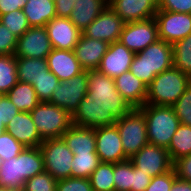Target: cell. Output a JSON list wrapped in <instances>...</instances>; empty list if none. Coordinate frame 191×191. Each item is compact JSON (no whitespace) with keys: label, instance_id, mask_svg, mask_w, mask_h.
I'll use <instances>...</instances> for the list:
<instances>
[{"label":"cell","instance_id":"cell-1","mask_svg":"<svg viewBox=\"0 0 191 191\" xmlns=\"http://www.w3.org/2000/svg\"><path fill=\"white\" fill-rule=\"evenodd\" d=\"M131 109L116 89L114 78L89 70L88 92L72 114V125L93 129L115 125Z\"/></svg>","mask_w":191,"mask_h":191},{"label":"cell","instance_id":"cell-2","mask_svg":"<svg viewBox=\"0 0 191 191\" xmlns=\"http://www.w3.org/2000/svg\"><path fill=\"white\" fill-rule=\"evenodd\" d=\"M44 170V161L39 147H25L18 156L4 160L0 167V186L24 187L26 180Z\"/></svg>","mask_w":191,"mask_h":191},{"label":"cell","instance_id":"cell-3","mask_svg":"<svg viewBox=\"0 0 191 191\" xmlns=\"http://www.w3.org/2000/svg\"><path fill=\"white\" fill-rule=\"evenodd\" d=\"M173 67V47L159 39L143 51L135 53L130 71L147 86L154 77Z\"/></svg>","mask_w":191,"mask_h":191},{"label":"cell","instance_id":"cell-4","mask_svg":"<svg viewBox=\"0 0 191 191\" xmlns=\"http://www.w3.org/2000/svg\"><path fill=\"white\" fill-rule=\"evenodd\" d=\"M191 83V77L177 68L156 75L147 86L145 104L172 106Z\"/></svg>","mask_w":191,"mask_h":191},{"label":"cell","instance_id":"cell-5","mask_svg":"<svg viewBox=\"0 0 191 191\" xmlns=\"http://www.w3.org/2000/svg\"><path fill=\"white\" fill-rule=\"evenodd\" d=\"M145 116L149 144L168 148L180 120L172 106L144 104L138 108Z\"/></svg>","mask_w":191,"mask_h":191},{"label":"cell","instance_id":"cell-6","mask_svg":"<svg viewBox=\"0 0 191 191\" xmlns=\"http://www.w3.org/2000/svg\"><path fill=\"white\" fill-rule=\"evenodd\" d=\"M30 114L43 140L61 138L72 126V115L50 102H40Z\"/></svg>","mask_w":191,"mask_h":191},{"label":"cell","instance_id":"cell-7","mask_svg":"<svg viewBox=\"0 0 191 191\" xmlns=\"http://www.w3.org/2000/svg\"><path fill=\"white\" fill-rule=\"evenodd\" d=\"M115 125L120 133L122 147L128 159L149 143L146 119L138 108H132L127 114L118 118Z\"/></svg>","mask_w":191,"mask_h":191},{"label":"cell","instance_id":"cell-8","mask_svg":"<svg viewBox=\"0 0 191 191\" xmlns=\"http://www.w3.org/2000/svg\"><path fill=\"white\" fill-rule=\"evenodd\" d=\"M39 148L46 172L56 180L71 177V162L74 154L62 138L45 139Z\"/></svg>","mask_w":191,"mask_h":191},{"label":"cell","instance_id":"cell-9","mask_svg":"<svg viewBox=\"0 0 191 191\" xmlns=\"http://www.w3.org/2000/svg\"><path fill=\"white\" fill-rule=\"evenodd\" d=\"M88 92V71L65 81L54 88L50 103L68 111L71 115Z\"/></svg>","mask_w":191,"mask_h":191},{"label":"cell","instance_id":"cell-10","mask_svg":"<svg viewBox=\"0 0 191 191\" xmlns=\"http://www.w3.org/2000/svg\"><path fill=\"white\" fill-rule=\"evenodd\" d=\"M159 40L155 18L125 23L119 41L130 51L138 53Z\"/></svg>","mask_w":191,"mask_h":191},{"label":"cell","instance_id":"cell-11","mask_svg":"<svg viewBox=\"0 0 191 191\" xmlns=\"http://www.w3.org/2000/svg\"><path fill=\"white\" fill-rule=\"evenodd\" d=\"M137 169L151 177L159 176L173 169V162L167 148L146 144L130 158Z\"/></svg>","mask_w":191,"mask_h":191},{"label":"cell","instance_id":"cell-12","mask_svg":"<svg viewBox=\"0 0 191 191\" xmlns=\"http://www.w3.org/2000/svg\"><path fill=\"white\" fill-rule=\"evenodd\" d=\"M159 39L173 45L191 33V14L158 10L154 16Z\"/></svg>","mask_w":191,"mask_h":191},{"label":"cell","instance_id":"cell-13","mask_svg":"<svg viewBox=\"0 0 191 191\" xmlns=\"http://www.w3.org/2000/svg\"><path fill=\"white\" fill-rule=\"evenodd\" d=\"M125 22L108 5L83 31L86 37L110 43L120 39Z\"/></svg>","mask_w":191,"mask_h":191},{"label":"cell","instance_id":"cell-14","mask_svg":"<svg viewBox=\"0 0 191 191\" xmlns=\"http://www.w3.org/2000/svg\"><path fill=\"white\" fill-rule=\"evenodd\" d=\"M53 50L46 27H30L17 38L15 57L46 59Z\"/></svg>","mask_w":191,"mask_h":191},{"label":"cell","instance_id":"cell-15","mask_svg":"<svg viewBox=\"0 0 191 191\" xmlns=\"http://www.w3.org/2000/svg\"><path fill=\"white\" fill-rule=\"evenodd\" d=\"M95 139L96 153L100 162L115 164L128 160L116 125L95 128Z\"/></svg>","mask_w":191,"mask_h":191},{"label":"cell","instance_id":"cell-16","mask_svg":"<svg viewBox=\"0 0 191 191\" xmlns=\"http://www.w3.org/2000/svg\"><path fill=\"white\" fill-rule=\"evenodd\" d=\"M108 5L125 23L154 18L158 11L157 0H108Z\"/></svg>","mask_w":191,"mask_h":191},{"label":"cell","instance_id":"cell-17","mask_svg":"<svg viewBox=\"0 0 191 191\" xmlns=\"http://www.w3.org/2000/svg\"><path fill=\"white\" fill-rule=\"evenodd\" d=\"M45 27L52 47L58 50H74L82 34L69 18L56 16Z\"/></svg>","mask_w":191,"mask_h":191},{"label":"cell","instance_id":"cell-18","mask_svg":"<svg viewBox=\"0 0 191 191\" xmlns=\"http://www.w3.org/2000/svg\"><path fill=\"white\" fill-rule=\"evenodd\" d=\"M134 56L135 53L120 41L110 43L97 70L108 77L115 78L129 71Z\"/></svg>","mask_w":191,"mask_h":191},{"label":"cell","instance_id":"cell-19","mask_svg":"<svg viewBox=\"0 0 191 191\" xmlns=\"http://www.w3.org/2000/svg\"><path fill=\"white\" fill-rule=\"evenodd\" d=\"M108 47L109 43L106 41L92 39L81 34L74 52L85 71L97 70Z\"/></svg>","mask_w":191,"mask_h":191},{"label":"cell","instance_id":"cell-20","mask_svg":"<svg viewBox=\"0 0 191 191\" xmlns=\"http://www.w3.org/2000/svg\"><path fill=\"white\" fill-rule=\"evenodd\" d=\"M6 131L9 132L24 147H39L44 141L33 122L30 112H19L8 121Z\"/></svg>","mask_w":191,"mask_h":191},{"label":"cell","instance_id":"cell-21","mask_svg":"<svg viewBox=\"0 0 191 191\" xmlns=\"http://www.w3.org/2000/svg\"><path fill=\"white\" fill-rule=\"evenodd\" d=\"M49 70L60 81H65L85 71L76 58L74 50L54 49L47 56Z\"/></svg>","mask_w":191,"mask_h":191},{"label":"cell","instance_id":"cell-22","mask_svg":"<svg viewBox=\"0 0 191 191\" xmlns=\"http://www.w3.org/2000/svg\"><path fill=\"white\" fill-rule=\"evenodd\" d=\"M114 82L116 89L131 108H140L145 104L147 85L130 70L115 77Z\"/></svg>","mask_w":191,"mask_h":191},{"label":"cell","instance_id":"cell-23","mask_svg":"<svg viewBox=\"0 0 191 191\" xmlns=\"http://www.w3.org/2000/svg\"><path fill=\"white\" fill-rule=\"evenodd\" d=\"M73 154L96 153L95 129L72 125L61 137Z\"/></svg>","mask_w":191,"mask_h":191},{"label":"cell","instance_id":"cell-24","mask_svg":"<svg viewBox=\"0 0 191 191\" xmlns=\"http://www.w3.org/2000/svg\"><path fill=\"white\" fill-rule=\"evenodd\" d=\"M108 6V0H75L69 19L82 32Z\"/></svg>","mask_w":191,"mask_h":191},{"label":"cell","instance_id":"cell-25","mask_svg":"<svg viewBox=\"0 0 191 191\" xmlns=\"http://www.w3.org/2000/svg\"><path fill=\"white\" fill-rule=\"evenodd\" d=\"M22 11L30 27H45L56 17L54 0H28Z\"/></svg>","mask_w":191,"mask_h":191},{"label":"cell","instance_id":"cell-26","mask_svg":"<svg viewBox=\"0 0 191 191\" xmlns=\"http://www.w3.org/2000/svg\"><path fill=\"white\" fill-rule=\"evenodd\" d=\"M18 81L33 85L50 71L47 59L16 57Z\"/></svg>","mask_w":191,"mask_h":191},{"label":"cell","instance_id":"cell-27","mask_svg":"<svg viewBox=\"0 0 191 191\" xmlns=\"http://www.w3.org/2000/svg\"><path fill=\"white\" fill-rule=\"evenodd\" d=\"M6 96L21 112H30L40 103L33 86L21 81H18Z\"/></svg>","mask_w":191,"mask_h":191},{"label":"cell","instance_id":"cell-28","mask_svg":"<svg viewBox=\"0 0 191 191\" xmlns=\"http://www.w3.org/2000/svg\"><path fill=\"white\" fill-rule=\"evenodd\" d=\"M167 151L173 163L179 158L191 154V126L179 125Z\"/></svg>","mask_w":191,"mask_h":191},{"label":"cell","instance_id":"cell-29","mask_svg":"<svg viewBox=\"0 0 191 191\" xmlns=\"http://www.w3.org/2000/svg\"><path fill=\"white\" fill-rule=\"evenodd\" d=\"M18 82L15 55H0V94H7Z\"/></svg>","mask_w":191,"mask_h":191},{"label":"cell","instance_id":"cell-30","mask_svg":"<svg viewBox=\"0 0 191 191\" xmlns=\"http://www.w3.org/2000/svg\"><path fill=\"white\" fill-rule=\"evenodd\" d=\"M173 67L191 77V33L173 45Z\"/></svg>","mask_w":191,"mask_h":191},{"label":"cell","instance_id":"cell-31","mask_svg":"<svg viewBox=\"0 0 191 191\" xmlns=\"http://www.w3.org/2000/svg\"><path fill=\"white\" fill-rule=\"evenodd\" d=\"M113 178V163L100 162L89 181L94 191H115Z\"/></svg>","mask_w":191,"mask_h":191},{"label":"cell","instance_id":"cell-32","mask_svg":"<svg viewBox=\"0 0 191 191\" xmlns=\"http://www.w3.org/2000/svg\"><path fill=\"white\" fill-rule=\"evenodd\" d=\"M100 163L97 153L74 154L71 162V177L89 178Z\"/></svg>","mask_w":191,"mask_h":191},{"label":"cell","instance_id":"cell-33","mask_svg":"<svg viewBox=\"0 0 191 191\" xmlns=\"http://www.w3.org/2000/svg\"><path fill=\"white\" fill-rule=\"evenodd\" d=\"M115 191H132L133 163L130 159L113 163Z\"/></svg>","mask_w":191,"mask_h":191},{"label":"cell","instance_id":"cell-34","mask_svg":"<svg viewBox=\"0 0 191 191\" xmlns=\"http://www.w3.org/2000/svg\"><path fill=\"white\" fill-rule=\"evenodd\" d=\"M0 22L17 37H21L29 28L28 19L21 9L0 15Z\"/></svg>","mask_w":191,"mask_h":191},{"label":"cell","instance_id":"cell-35","mask_svg":"<svg viewBox=\"0 0 191 191\" xmlns=\"http://www.w3.org/2000/svg\"><path fill=\"white\" fill-rule=\"evenodd\" d=\"M60 84L58 77L51 71H45V75L32 85L40 102H49L56 85Z\"/></svg>","mask_w":191,"mask_h":191},{"label":"cell","instance_id":"cell-36","mask_svg":"<svg viewBox=\"0 0 191 191\" xmlns=\"http://www.w3.org/2000/svg\"><path fill=\"white\" fill-rule=\"evenodd\" d=\"M57 180L48 172L43 171L24 183L25 191H56Z\"/></svg>","mask_w":191,"mask_h":191},{"label":"cell","instance_id":"cell-37","mask_svg":"<svg viewBox=\"0 0 191 191\" xmlns=\"http://www.w3.org/2000/svg\"><path fill=\"white\" fill-rule=\"evenodd\" d=\"M172 107L180 123L191 126V83Z\"/></svg>","mask_w":191,"mask_h":191},{"label":"cell","instance_id":"cell-38","mask_svg":"<svg viewBox=\"0 0 191 191\" xmlns=\"http://www.w3.org/2000/svg\"><path fill=\"white\" fill-rule=\"evenodd\" d=\"M24 148L9 132L4 131L0 135V157L3 161L18 156Z\"/></svg>","mask_w":191,"mask_h":191},{"label":"cell","instance_id":"cell-39","mask_svg":"<svg viewBox=\"0 0 191 191\" xmlns=\"http://www.w3.org/2000/svg\"><path fill=\"white\" fill-rule=\"evenodd\" d=\"M56 191H94L89 178L69 177L57 180Z\"/></svg>","mask_w":191,"mask_h":191},{"label":"cell","instance_id":"cell-40","mask_svg":"<svg viewBox=\"0 0 191 191\" xmlns=\"http://www.w3.org/2000/svg\"><path fill=\"white\" fill-rule=\"evenodd\" d=\"M17 37L0 22V55H14Z\"/></svg>","mask_w":191,"mask_h":191},{"label":"cell","instance_id":"cell-41","mask_svg":"<svg viewBox=\"0 0 191 191\" xmlns=\"http://www.w3.org/2000/svg\"><path fill=\"white\" fill-rule=\"evenodd\" d=\"M176 177L177 175L174 168L165 174L152 177L145 191H170L173 180Z\"/></svg>","mask_w":191,"mask_h":191},{"label":"cell","instance_id":"cell-42","mask_svg":"<svg viewBox=\"0 0 191 191\" xmlns=\"http://www.w3.org/2000/svg\"><path fill=\"white\" fill-rule=\"evenodd\" d=\"M158 10L191 14V0H158Z\"/></svg>","mask_w":191,"mask_h":191},{"label":"cell","instance_id":"cell-43","mask_svg":"<svg viewBox=\"0 0 191 191\" xmlns=\"http://www.w3.org/2000/svg\"><path fill=\"white\" fill-rule=\"evenodd\" d=\"M19 112L20 110L11 102L8 96L3 94L0 97V122H3L5 126Z\"/></svg>","mask_w":191,"mask_h":191},{"label":"cell","instance_id":"cell-44","mask_svg":"<svg viewBox=\"0 0 191 191\" xmlns=\"http://www.w3.org/2000/svg\"><path fill=\"white\" fill-rule=\"evenodd\" d=\"M177 177L191 181V154L181 157L173 163Z\"/></svg>","mask_w":191,"mask_h":191},{"label":"cell","instance_id":"cell-45","mask_svg":"<svg viewBox=\"0 0 191 191\" xmlns=\"http://www.w3.org/2000/svg\"><path fill=\"white\" fill-rule=\"evenodd\" d=\"M152 177L149 174L137 169L133 164L132 191H145L151 182Z\"/></svg>","mask_w":191,"mask_h":191},{"label":"cell","instance_id":"cell-46","mask_svg":"<svg viewBox=\"0 0 191 191\" xmlns=\"http://www.w3.org/2000/svg\"><path fill=\"white\" fill-rule=\"evenodd\" d=\"M75 0H55V12L57 17L69 18L73 10Z\"/></svg>","mask_w":191,"mask_h":191},{"label":"cell","instance_id":"cell-47","mask_svg":"<svg viewBox=\"0 0 191 191\" xmlns=\"http://www.w3.org/2000/svg\"><path fill=\"white\" fill-rule=\"evenodd\" d=\"M28 0H0V15L8 14L11 11L23 9Z\"/></svg>","mask_w":191,"mask_h":191},{"label":"cell","instance_id":"cell-48","mask_svg":"<svg viewBox=\"0 0 191 191\" xmlns=\"http://www.w3.org/2000/svg\"><path fill=\"white\" fill-rule=\"evenodd\" d=\"M170 191H191V181L176 177L173 180Z\"/></svg>","mask_w":191,"mask_h":191},{"label":"cell","instance_id":"cell-49","mask_svg":"<svg viewBox=\"0 0 191 191\" xmlns=\"http://www.w3.org/2000/svg\"><path fill=\"white\" fill-rule=\"evenodd\" d=\"M6 131V126L3 124V122H0V135Z\"/></svg>","mask_w":191,"mask_h":191},{"label":"cell","instance_id":"cell-50","mask_svg":"<svg viewBox=\"0 0 191 191\" xmlns=\"http://www.w3.org/2000/svg\"><path fill=\"white\" fill-rule=\"evenodd\" d=\"M7 191H25L23 187L20 188H7Z\"/></svg>","mask_w":191,"mask_h":191},{"label":"cell","instance_id":"cell-51","mask_svg":"<svg viewBox=\"0 0 191 191\" xmlns=\"http://www.w3.org/2000/svg\"><path fill=\"white\" fill-rule=\"evenodd\" d=\"M0 191H7V188L0 186Z\"/></svg>","mask_w":191,"mask_h":191},{"label":"cell","instance_id":"cell-52","mask_svg":"<svg viewBox=\"0 0 191 191\" xmlns=\"http://www.w3.org/2000/svg\"><path fill=\"white\" fill-rule=\"evenodd\" d=\"M2 162H3V160H2L1 157H0V167H1V165H2Z\"/></svg>","mask_w":191,"mask_h":191}]
</instances>
